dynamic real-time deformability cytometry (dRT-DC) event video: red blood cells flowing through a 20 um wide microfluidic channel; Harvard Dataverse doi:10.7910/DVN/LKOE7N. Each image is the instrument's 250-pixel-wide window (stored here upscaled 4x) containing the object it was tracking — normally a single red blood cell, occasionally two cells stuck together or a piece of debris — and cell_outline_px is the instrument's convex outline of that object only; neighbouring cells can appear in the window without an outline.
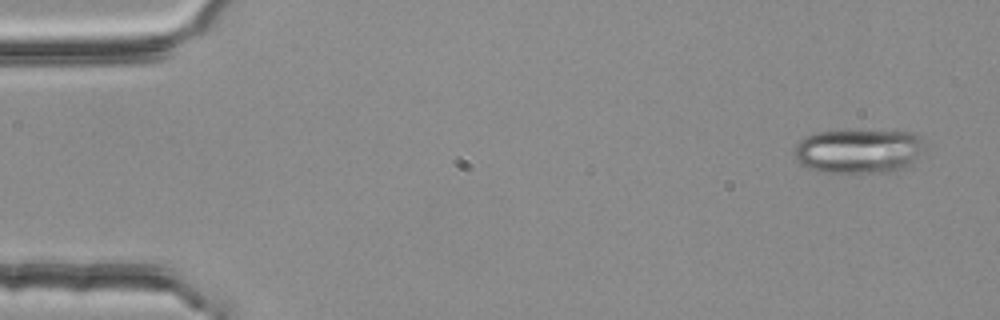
{"species": "common noctule bat (a hibernating species)", "species_latin": "Nyctalus noctula", "temperature_condition": "room temperature", "stored_images_in_passage": 5, "camera_frame_rate_fps": 3000, "um_per_image_px": 0.085, "animal": {"sex": "female", "body_mass_g": 25.1}, "frame": {"image": 1, "passage_image": 1, "time_ms": 0.0, "image_size_px": [1000, 320], "cell_outline_px": [[924, 148], [912, 164], [904, 168], [888, 172], [820, 172], [808, 168], [800, 164], [796, 156], [796, 144], [804, 136], [816, 132], [844, 128], [912, 132], [920, 136], [924, 140]], "centroid_in_image_um": [73.0, 12.79], "position_along_channel_um": 12.0, "area_um2": 34.62}}